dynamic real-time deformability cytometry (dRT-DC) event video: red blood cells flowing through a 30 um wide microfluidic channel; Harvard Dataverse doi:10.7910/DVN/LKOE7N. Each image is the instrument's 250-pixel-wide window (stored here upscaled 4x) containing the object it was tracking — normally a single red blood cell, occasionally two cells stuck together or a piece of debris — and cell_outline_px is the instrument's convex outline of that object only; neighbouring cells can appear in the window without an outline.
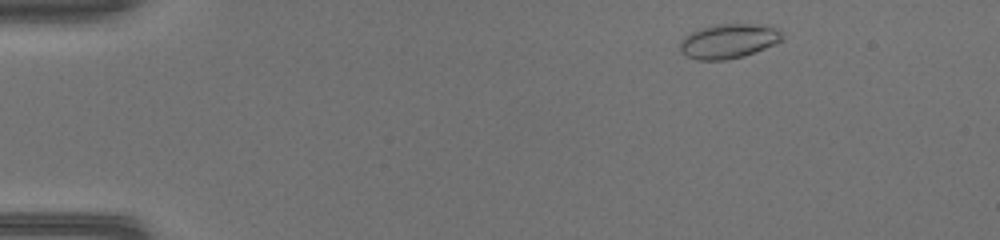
{"species": "common noctule bat (a hibernating species)", "species_latin": "Nyctalus noctula", "temperature_condition": "warm", "stored_images_in_passage": 47, "camera_frame_rate_fps": 3000, "um_per_image_px": 0.085, "animal": {"sex": "female", "body_mass_g": 17.0, "forearm_length_mm": 48.0}, "frame": {"image": 1, "passage_image": 4, "time_ms": 1.0, "image_size_px": [1000, 240], "cell_outline_px": [[784, 36], [780, 40], [764, 48], [744, 56], [724, 60], [696, 60], [680, 52], [680, 40], [684, 36], [700, 28], [716, 24], [764, 24], [780, 32]], "centroid_in_image_um": [61.87, 3.49], "position_along_channel_um": 23.1, "area_um2": 20.35}}
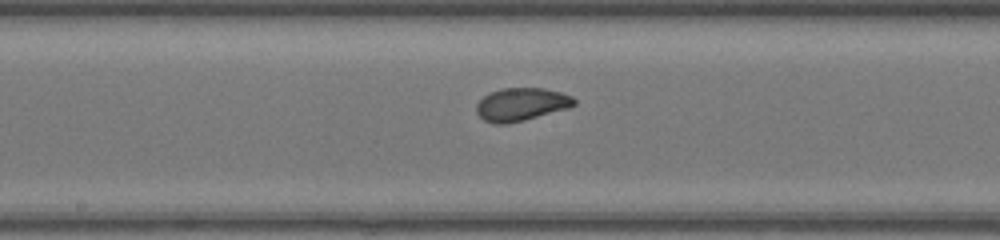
{"frame": {"image": 2, "passage_image": 24, "time_ms": 7.667, "image_size_px": [1000, 240], "cell_outline_px": [[576, 104], [568, 108], [524, 120], [504, 124], [492, 124], [484, 120], [476, 112], [476, 104], [484, 96], [492, 92], [504, 88], [544, 88], [560, 92], [572, 96], [576, 100]], "centroid_in_image_um": [44.31, 8.87], "position_along_channel_um": 203.9, "area_um2": 18.67}}
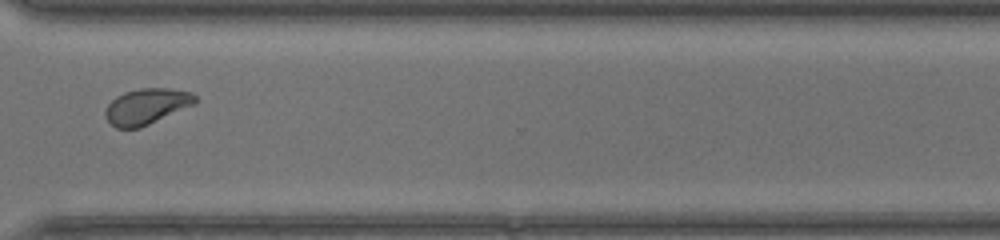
{"frame": {"image": 3, "passage_image": 35, "time_ms": 11.333, "image_size_px": [1000, 240], "cell_outline_px": [[196, 100], [192, 104], [140, 128], [116, 128], [104, 116], [104, 112], [108, 104], [116, 96], [124, 92], [140, 88], [168, 88], [192, 92], [196, 96]], "centroid_in_image_um": [12.41, 9.03], "position_along_channel_um": 358.2, "area_um2": 18.44}, "authors_computed_cell_mechanics": {"area_um2": 19.1318, "velocity_mm_per_s": 4.2059, "shape_relaxation_time_tau1_ms": 3.5803, "shape_relaxation_time_tau2_ms": 0.6484, "deformation_change_tau1": 0.1433, "deformation_change_tau2": 0.045}}